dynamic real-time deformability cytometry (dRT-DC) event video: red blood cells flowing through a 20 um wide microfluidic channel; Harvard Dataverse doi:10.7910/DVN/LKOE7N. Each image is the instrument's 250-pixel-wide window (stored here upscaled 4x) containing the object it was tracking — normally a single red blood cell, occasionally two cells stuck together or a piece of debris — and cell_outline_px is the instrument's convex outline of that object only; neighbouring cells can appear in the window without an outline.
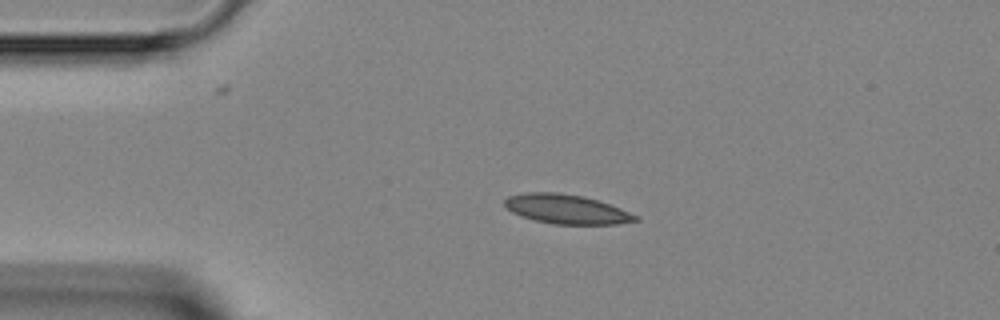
{"species": "Egyptian fruit bat (a non-hibernating species)", "species_latin": "Rousettus aegyptiacus", "temperature_condition": "room temperature", "stored_images_in_passage": 2, "camera_frame_rate_fps": 3000, "um_per_image_px": 0.085, "animal": {"sex": "female"}, "frame": {"image": 1, "passage_image": 1, "time_ms": 0.0, "image_size_px": [1000, 320], "cell_outline_px": [[640, 220], [616, 224], [556, 224], [536, 220], [520, 216], [512, 212], [504, 204], [504, 200], [508, 196], [524, 192], [556, 192], [584, 196], [620, 208], [636, 216]], "centroid_in_image_um": [48.11, 17.77], "position_along_channel_um": 36.9, "area_um2": 22.14}}